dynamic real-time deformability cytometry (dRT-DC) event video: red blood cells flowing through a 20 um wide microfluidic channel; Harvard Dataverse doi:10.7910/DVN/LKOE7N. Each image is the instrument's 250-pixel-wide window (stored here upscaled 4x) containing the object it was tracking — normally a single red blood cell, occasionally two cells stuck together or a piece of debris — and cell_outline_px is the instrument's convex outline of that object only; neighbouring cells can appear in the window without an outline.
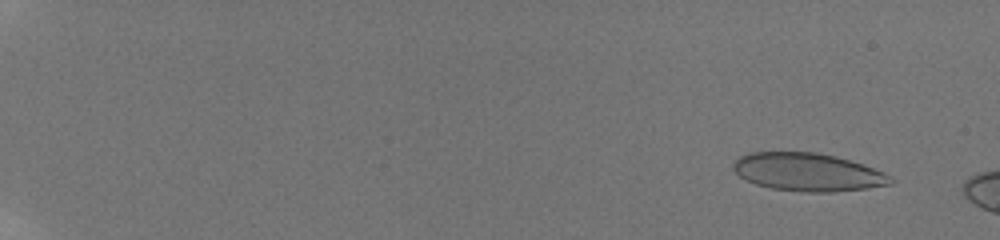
{"species": "human", "species_latin": "Homo sapiens", "temperature_condition": "room temperature", "stored_images_in_passage": 10, "camera_frame_rate_fps": 3000, "um_per_image_px": 0.085, "donor": {"sex": "male"}, "frame": {"image": 1, "passage_image": 1, "time_ms": 0.0, "image_size_px": [1000, 240], "cell_outline_px": [[896, 180], [892, 184], [868, 188], [832, 192], [804, 192], [772, 188], [756, 184], [740, 176], [732, 168], [732, 164], [740, 156], [748, 152], [816, 152], [836, 156], [884, 172]], "centroid_in_image_um": [68.67, 14.63], "position_along_channel_um": 16.3, "area_um2": 34.74}}